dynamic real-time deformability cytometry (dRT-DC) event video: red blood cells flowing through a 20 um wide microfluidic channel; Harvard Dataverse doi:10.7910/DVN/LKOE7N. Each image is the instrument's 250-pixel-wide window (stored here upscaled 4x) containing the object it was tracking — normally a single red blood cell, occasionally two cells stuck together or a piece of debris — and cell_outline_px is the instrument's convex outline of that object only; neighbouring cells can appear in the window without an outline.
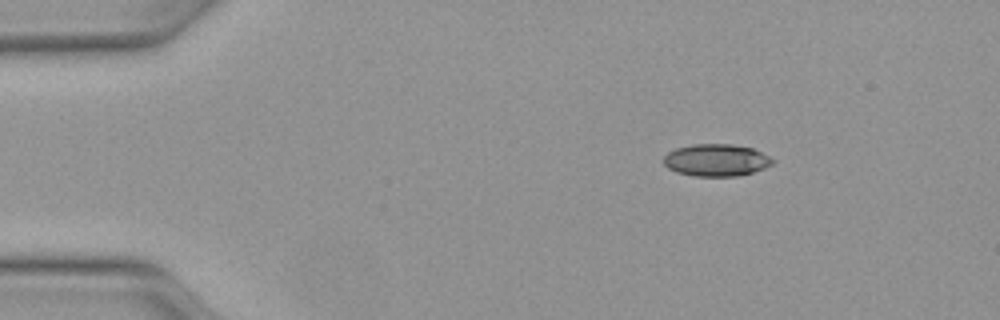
{"species": "Egyptian fruit bat (a non-hibernating species)", "species_latin": "Rousettus aegyptiacus", "temperature_condition": "warm", "stored_images_in_passage": 43, "camera_frame_rate_fps": 3000, "um_per_image_px": 0.085, "animal": {"sex": "female"}, "frame": {"image": 1, "passage_image": 1, "time_ms": 0.0, "image_size_px": [1000, 320], "cell_outline_px": [[772, 164], [764, 168], [752, 172], [736, 176], [696, 176], [676, 172], [668, 168], [664, 164], [664, 156], [668, 152], [676, 148], [692, 144], [732, 144], [752, 148], [768, 156], [772, 160]], "centroid_in_image_um": [60.84, 13.61], "position_along_channel_um": 24.2, "area_um2": 20.23}}
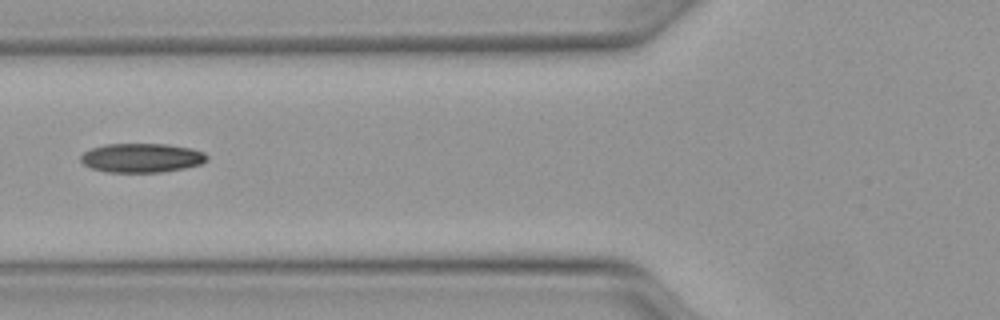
{"frame": {"image": 2, "passage_image": 13, "time_ms": 4.0, "image_size_px": [1000, 320], "cell_outline_px": [[208, 160], [200, 164], [184, 168], [160, 172], [108, 172], [92, 168], [84, 164], [80, 160], [80, 156], [84, 152], [92, 148], [104, 144], [168, 144], [192, 148], [204, 152], [208, 156]], "centroid_in_image_um": [12.06, 13.41], "position_along_channel_um": 113.7, "area_um2": 21.44}}
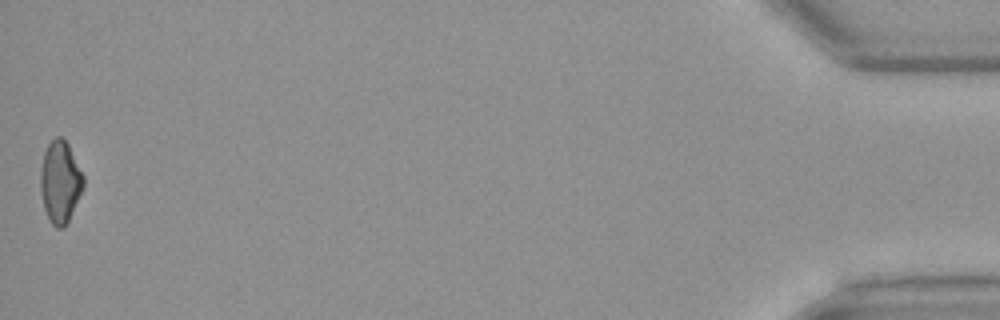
{"frame": {"image": 3, "passage_image": 43, "time_ms": 14.0, "image_size_px": [1000, 320], "cell_outline_px": [[84, 188], [64, 228], [56, 228], [52, 224], [44, 208], [40, 188], [40, 172], [44, 152], [48, 144], [56, 136], [60, 136], [68, 144], [84, 176]], "centroid_in_image_um": [5.12, 15.46], "position_along_channel_um": 430.1, "area_um2": 20.4}, "authors_computed_cell_mechanics": {"area_um2": 20.9236, "velocity_mm_per_s": 4.1387, "shape_relaxation_time_tau1_ms": null, "shape_relaxation_time_tau2_ms": 10.7813, "deformation_change_tau1": null, "deformation_change_tau2": 0.2033}}